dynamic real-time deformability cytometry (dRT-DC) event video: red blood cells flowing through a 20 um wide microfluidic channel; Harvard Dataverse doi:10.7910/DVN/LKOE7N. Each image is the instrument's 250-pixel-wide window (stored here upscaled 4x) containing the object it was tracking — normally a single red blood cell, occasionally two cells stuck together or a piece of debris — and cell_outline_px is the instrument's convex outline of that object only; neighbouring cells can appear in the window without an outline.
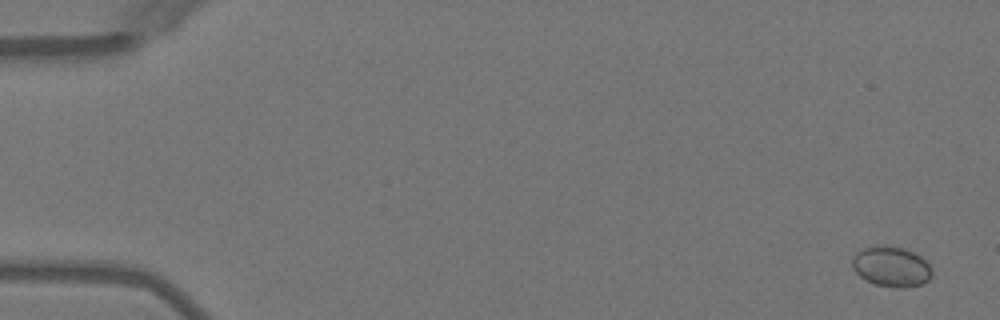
{"species": "Egyptian fruit bat (a non-hibernating species)", "species_latin": "Rousettus aegyptiacus", "temperature_condition": "warm", "stored_images_in_passage": 5, "camera_frame_rate_fps": 3000, "um_per_image_px": 0.085, "animal": {"sex": "female"}, "frame": {"image": 1, "passage_image": 1, "time_ms": 0.0, "image_size_px": [1000, 320], "cell_outline_px": [[932, 276], [924, 284], [908, 288], [896, 288], [876, 284], [860, 276], [852, 268], [852, 260], [856, 252], [864, 248], [876, 244], [904, 248], [920, 256], [932, 268]], "centroid_in_image_um": [75.78, 22.66], "position_along_channel_um": 9.2, "area_um2": 18.84}}
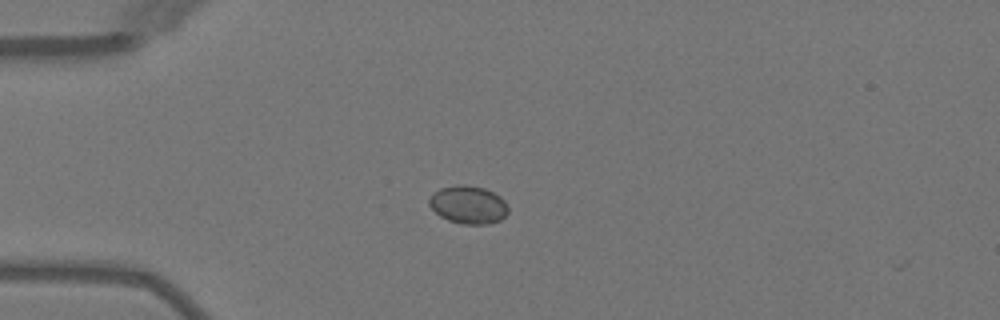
{"frame": {"image": 2, "passage_image": 4, "time_ms": 4.0, "image_size_px": [1000, 320], "cell_outline_px": [[508, 212], [500, 220], [488, 224], [464, 224], [448, 220], [440, 216], [428, 204], [428, 200], [432, 192], [440, 188], [460, 184], [464, 184], [484, 188], [500, 196], [508, 204]], "centroid_in_image_um": [39.8, 17.39], "position_along_channel_um": 45.2, "area_um2": 17.57}}